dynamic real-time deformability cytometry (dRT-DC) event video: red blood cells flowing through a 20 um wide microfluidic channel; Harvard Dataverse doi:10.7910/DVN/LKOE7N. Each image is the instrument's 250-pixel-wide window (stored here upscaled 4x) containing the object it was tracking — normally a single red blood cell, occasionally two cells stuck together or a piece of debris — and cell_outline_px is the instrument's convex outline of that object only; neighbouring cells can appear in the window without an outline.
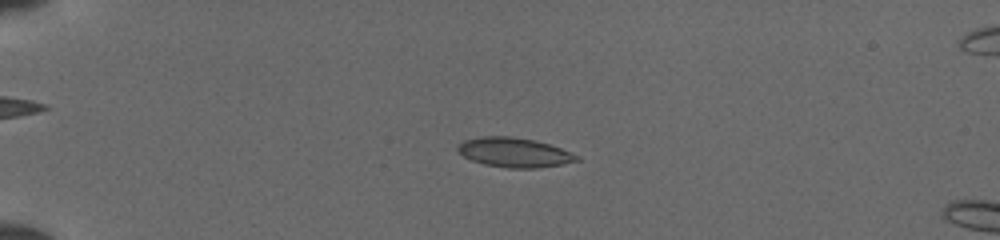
{"species": "common noctule bat (a hibernating species)", "species_latin": "Nyctalus noctula", "temperature_condition": "cold", "stored_images_in_passage": 50, "camera_frame_rate_fps": 3000, "um_per_image_px": 0.085, "animal": {"sex": "female", "body_mass_g": 19.5, "forearm_length_mm": 54.1}, "frame": {"image": 1, "passage_image": 13, "time_ms": 4.0, "image_size_px": [1000, 240], "cell_outline_px": [[580, 160], [560, 164], [532, 168], [508, 168], [484, 164], [472, 160], [464, 156], [456, 148], [464, 140], [480, 136], [508, 136], [532, 140], [548, 144], [560, 148], [580, 156]], "centroid_in_image_um": [43.69, 12.95], "position_along_channel_um": 41.3, "area_um2": 20.11}}
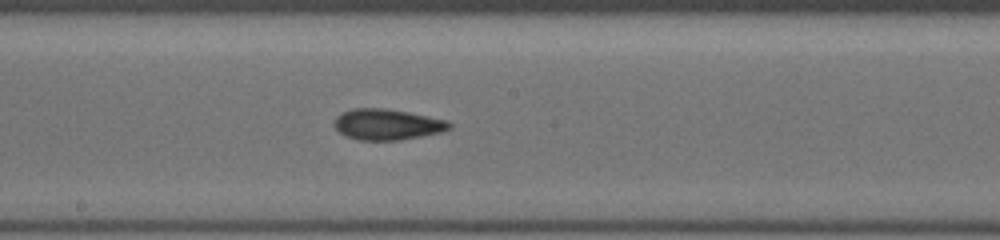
{"frame": {"image": 2, "passage_image": 29, "time_ms": 9.333, "image_size_px": [1000, 240], "cell_outline_px": [[452, 128], [440, 132], [400, 140], [356, 140], [340, 132], [332, 124], [336, 116], [340, 112], [352, 108], [384, 108], [408, 112], [448, 120], [452, 124]], "centroid_in_image_um": [32.89, 10.56], "position_along_channel_um": 215.3, "area_um2": 20.81}}
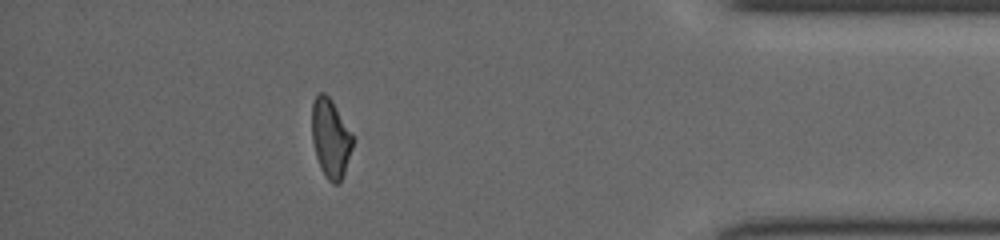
{"frame": {"image": 3, "passage_image": 45, "time_ms": 14.667, "image_size_px": [1000, 240], "cell_outline_px": [[352, 148], [340, 184], [332, 184], [324, 176], [320, 168], [316, 156], [312, 140], [312, 100], [320, 92], [324, 92], [332, 100], [352, 132]], "centroid_in_image_um": [28.08, 11.75], "position_along_channel_um": 407.1, "area_um2": 18.84}}